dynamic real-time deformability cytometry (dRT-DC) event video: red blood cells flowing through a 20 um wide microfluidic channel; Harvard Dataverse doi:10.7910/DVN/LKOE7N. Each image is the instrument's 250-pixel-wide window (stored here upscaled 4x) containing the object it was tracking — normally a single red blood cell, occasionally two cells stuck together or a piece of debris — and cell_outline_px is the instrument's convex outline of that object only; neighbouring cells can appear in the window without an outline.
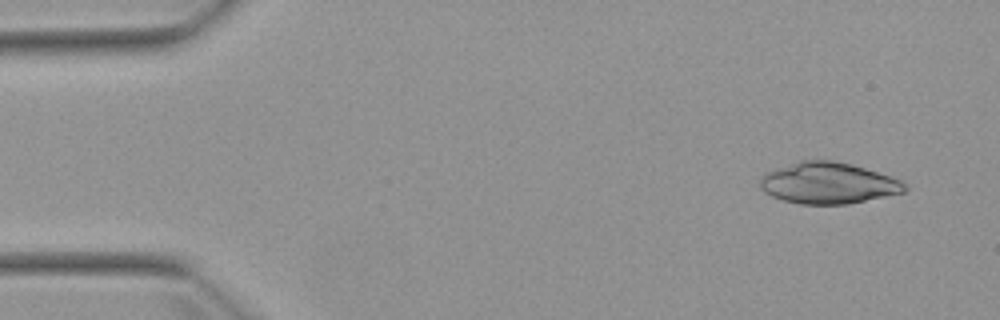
{"species": "Egyptian fruit bat (a non-hibernating species)", "species_latin": "Rousettus aegyptiacus", "temperature_condition": "warm", "stored_images_in_passage": 4, "camera_frame_rate_fps": 3000, "um_per_image_px": 0.085, "animal": {"sex": "female"}, "frame": {"image": 1, "passage_image": 1, "time_ms": 0.0, "image_size_px": [1000, 320], "cell_outline_px": [[908, 188], [904, 192], [848, 204], [800, 204], [784, 200], [772, 196], [764, 192], [760, 188], [760, 180], [764, 172], [800, 160], [836, 160], [852, 164], [900, 180], [908, 184]], "centroid_in_image_um": [70.37, 15.56], "position_along_channel_um": 14.6, "area_um2": 34.8}}